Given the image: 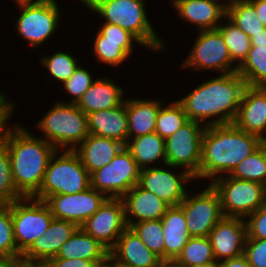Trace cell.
Here are the masks:
<instances>
[{
	"instance_id": "cell-44",
	"label": "cell",
	"mask_w": 266,
	"mask_h": 267,
	"mask_svg": "<svg viewBox=\"0 0 266 267\" xmlns=\"http://www.w3.org/2000/svg\"><path fill=\"white\" fill-rule=\"evenodd\" d=\"M247 238L266 239V203L246 219Z\"/></svg>"
},
{
	"instance_id": "cell-26",
	"label": "cell",
	"mask_w": 266,
	"mask_h": 267,
	"mask_svg": "<svg viewBox=\"0 0 266 267\" xmlns=\"http://www.w3.org/2000/svg\"><path fill=\"white\" fill-rule=\"evenodd\" d=\"M139 98L126 99L128 140L155 132L157 114L164 104L159 98Z\"/></svg>"
},
{
	"instance_id": "cell-11",
	"label": "cell",
	"mask_w": 266,
	"mask_h": 267,
	"mask_svg": "<svg viewBox=\"0 0 266 267\" xmlns=\"http://www.w3.org/2000/svg\"><path fill=\"white\" fill-rule=\"evenodd\" d=\"M140 170L124 147L107 165L90 175L91 187L108 198H122L139 183Z\"/></svg>"
},
{
	"instance_id": "cell-20",
	"label": "cell",
	"mask_w": 266,
	"mask_h": 267,
	"mask_svg": "<svg viewBox=\"0 0 266 267\" xmlns=\"http://www.w3.org/2000/svg\"><path fill=\"white\" fill-rule=\"evenodd\" d=\"M121 199L127 227L141 221L159 220L171 207L139 184L132 187Z\"/></svg>"
},
{
	"instance_id": "cell-24",
	"label": "cell",
	"mask_w": 266,
	"mask_h": 267,
	"mask_svg": "<svg viewBox=\"0 0 266 267\" xmlns=\"http://www.w3.org/2000/svg\"><path fill=\"white\" fill-rule=\"evenodd\" d=\"M89 134L114 139L123 143L128 141V121L126 99L116 108L94 111L87 114Z\"/></svg>"
},
{
	"instance_id": "cell-56",
	"label": "cell",
	"mask_w": 266,
	"mask_h": 267,
	"mask_svg": "<svg viewBox=\"0 0 266 267\" xmlns=\"http://www.w3.org/2000/svg\"><path fill=\"white\" fill-rule=\"evenodd\" d=\"M188 267H218V262H211L207 264H197V265L188 266Z\"/></svg>"
},
{
	"instance_id": "cell-40",
	"label": "cell",
	"mask_w": 266,
	"mask_h": 267,
	"mask_svg": "<svg viewBox=\"0 0 266 267\" xmlns=\"http://www.w3.org/2000/svg\"><path fill=\"white\" fill-rule=\"evenodd\" d=\"M0 256H17L9 205H0Z\"/></svg>"
},
{
	"instance_id": "cell-38",
	"label": "cell",
	"mask_w": 266,
	"mask_h": 267,
	"mask_svg": "<svg viewBox=\"0 0 266 267\" xmlns=\"http://www.w3.org/2000/svg\"><path fill=\"white\" fill-rule=\"evenodd\" d=\"M131 228L137 233L148 249L165 260L164 233L161 219L134 223Z\"/></svg>"
},
{
	"instance_id": "cell-28",
	"label": "cell",
	"mask_w": 266,
	"mask_h": 267,
	"mask_svg": "<svg viewBox=\"0 0 266 267\" xmlns=\"http://www.w3.org/2000/svg\"><path fill=\"white\" fill-rule=\"evenodd\" d=\"M161 222L164 233L165 260H176L191 238L183 209L179 205L171 206L161 218Z\"/></svg>"
},
{
	"instance_id": "cell-22",
	"label": "cell",
	"mask_w": 266,
	"mask_h": 267,
	"mask_svg": "<svg viewBox=\"0 0 266 267\" xmlns=\"http://www.w3.org/2000/svg\"><path fill=\"white\" fill-rule=\"evenodd\" d=\"M109 255L115 261L129 267H158L162 260L146 247L131 227H127L119 236Z\"/></svg>"
},
{
	"instance_id": "cell-48",
	"label": "cell",
	"mask_w": 266,
	"mask_h": 267,
	"mask_svg": "<svg viewBox=\"0 0 266 267\" xmlns=\"http://www.w3.org/2000/svg\"><path fill=\"white\" fill-rule=\"evenodd\" d=\"M255 9L258 19L266 28V0H247Z\"/></svg>"
},
{
	"instance_id": "cell-3",
	"label": "cell",
	"mask_w": 266,
	"mask_h": 267,
	"mask_svg": "<svg viewBox=\"0 0 266 267\" xmlns=\"http://www.w3.org/2000/svg\"><path fill=\"white\" fill-rule=\"evenodd\" d=\"M264 141L239 129L234 123L205 127L201 162L194 180H211L229 175L235 167Z\"/></svg>"
},
{
	"instance_id": "cell-41",
	"label": "cell",
	"mask_w": 266,
	"mask_h": 267,
	"mask_svg": "<svg viewBox=\"0 0 266 267\" xmlns=\"http://www.w3.org/2000/svg\"><path fill=\"white\" fill-rule=\"evenodd\" d=\"M94 81V77L89 68L85 69V67L79 64L73 75L61 87L66 90L65 92H67L70 97L73 96L69 100L70 103L76 104Z\"/></svg>"
},
{
	"instance_id": "cell-53",
	"label": "cell",
	"mask_w": 266,
	"mask_h": 267,
	"mask_svg": "<svg viewBox=\"0 0 266 267\" xmlns=\"http://www.w3.org/2000/svg\"><path fill=\"white\" fill-rule=\"evenodd\" d=\"M207 1H210V2H213V3H216L218 5H220L226 12L228 10V6L230 5L231 2H234L235 0H207Z\"/></svg>"
},
{
	"instance_id": "cell-33",
	"label": "cell",
	"mask_w": 266,
	"mask_h": 267,
	"mask_svg": "<svg viewBox=\"0 0 266 267\" xmlns=\"http://www.w3.org/2000/svg\"><path fill=\"white\" fill-rule=\"evenodd\" d=\"M72 54H70L67 50L66 52L57 51L54 54L42 55L41 62L39 64L42 65L48 71L49 76L53 78V82H60L63 85L75 72L77 67L79 66L78 62Z\"/></svg>"
},
{
	"instance_id": "cell-34",
	"label": "cell",
	"mask_w": 266,
	"mask_h": 267,
	"mask_svg": "<svg viewBox=\"0 0 266 267\" xmlns=\"http://www.w3.org/2000/svg\"><path fill=\"white\" fill-rule=\"evenodd\" d=\"M226 16L250 38L261 32V30H265V27L258 19L254 7L247 0L231 2Z\"/></svg>"
},
{
	"instance_id": "cell-47",
	"label": "cell",
	"mask_w": 266,
	"mask_h": 267,
	"mask_svg": "<svg viewBox=\"0 0 266 267\" xmlns=\"http://www.w3.org/2000/svg\"><path fill=\"white\" fill-rule=\"evenodd\" d=\"M218 267H251L244 254L218 262Z\"/></svg>"
},
{
	"instance_id": "cell-19",
	"label": "cell",
	"mask_w": 266,
	"mask_h": 267,
	"mask_svg": "<svg viewBox=\"0 0 266 267\" xmlns=\"http://www.w3.org/2000/svg\"><path fill=\"white\" fill-rule=\"evenodd\" d=\"M234 124L266 142V87L245 89Z\"/></svg>"
},
{
	"instance_id": "cell-25",
	"label": "cell",
	"mask_w": 266,
	"mask_h": 267,
	"mask_svg": "<svg viewBox=\"0 0 266 267\" xmlns=\"http://www.w3.org/2000/svg\"><path fill=\"white\" fill-rule=\"evenodd\" d=\"M124 147L123 143L114 139L89 134L74 151L91 175L107 165Z\"/></svg>"
},
{
	"instance_id": "cell-57",
	"label": "cell",
	"mask_w": 266,
	"mask_h": 267,
	"mask_svg": "<svg viewBox=\"0 0 266 267\" xmlns=\"http://www.w3.org/2000/svg\"><path fill=\"white\" fill-rule=\"evenodd\" d=\"M79 1V0H78ZM97 0H80V3L86 8H89L93 3H95Z\"/></svg>"
},
{
	"instance_id": "cell-45",
	"label": "cell",
	"mask_w": 266,
	"mask_h": 267,
	"mask_svg": "<svg viewBox=\"0 0 266 267\" xmlns=\"http://www.w3.org/2000/svg\"><path fill=\"white\" fill-rule=\"evenodd\" d=\"M45 267H98L93 261L85 259L51 258L45 263Z\"/></svg>"
},
{
	"instance_id": "cell-21",
	"label": "cell",
	"mask_w": 266,
	"mask_h": 267,
	"mask_svg": "<svg viewBox=\"0 0 266 267\" xmlns=\"http://www.w3.org/2000/svg\"><path fill=\"white\" fill-rule=\"evenodd\" d=\"M176 15L197 31L214 30L224 20L227 12L218 4L207 0H171Z\"/></svg>"
},
{
	"instance_id": "cell-29",
	"label": "cell",
	"mask_w": 266,
	"mask_h": 267,
	"mask_svg": "<svg viewBox=\"0 0 266 267\" xmlns=\"http://www.w3.org/2000/svg\"><path fill=\"white\" fill-rule=\"evenodd\" d=\"M125 148L140 169L166 164L165 139L156 132L128 140Z\"/></svg>"
},
{
	"instance_id": "cell-58",
	"label": "cell",
	"mask_w": 266,
	"mask_h": 267,
	"mask_svg": "<svg viewBox=\"0 0 266 267\" xmlns=\"http://www.w3.org/2000/svg\"><path fill=\"white\" fill-rule=\"evenodd\" d=\"M3 95H4V92L1 91V92H0V98H1Z\"/></svg>"
},
{
	"instance_id": "cell-32",
	"label": "cell",
	"mask_w": 266,
	"mask_h": 267,
	"mask_svg": "<svg viewBox=\"0 0 266 267\" xmlns=\"http://www.w3.org/2000/svg\"><path fill=\"white\" fill-rule=\"evenodd\" d=\"M233 178L258 182L266 186V142L243 159L229 174Z\"/></svg>"
},
{
	"instance_id": "cell-27",
	"label": "cell",
	"mask_w": 266,
	"mask_h": 267,
	"mask_svg": "<svg viewBox=\"0 0 266 267\" xmlns=\"http://www.w3.org/2000/svg\"><path fill=\"white\" fill-rule=\"evenodd\" d=\"M109 251L81 227L61 246L56 257L62 259H85L104 267Z\"/></svg>"
},
{
	"instance_id": "cell-37",
	"label": "cell",
	"mask_w": 266,
	"mask_h": 267,
	"mask_svg": "<svg viewBox=\"0 0 266 267\" xmlns=\"http://www.w3.org/2000/svg\"><path fill=\"white\" fill-rule=\"evenodd\" d=\"M95 34L92 52L96 60L100 61L99 64L119 67L129 59L130 55L122 48V41L104 40V36L99 31Z\"/></svg>"
},
{
	"instance_id": "cell-50",
	"label": "cell",
	"mask_w": 266,
	"mask_h": 267,
	"mask_svg": "<svg viewBox=\"0 0 266 267\" xmlns=\"http://www.w3.org/2000/svg\"><path fill=\"white\" fill-rule=\"evenodd\" d=\"M251 40V47L266 46V28L255 34Z\"/></svg>"
},
{
	"instance_id": "cell-46",
	"label": "cell",
	"mask_w": 266,
	"mask_h": 267,
	"mask_svg": "<svg viewBox=\"0 0 266 267\" xmlns=\"http://www.w3.org/2000/svg\"><path fill=\"white\" fill-rule=\"evenodd\" d=\"M9 98L10 97L6 94L0 98V142L2 138V130L5 124L9 122L8 120H10L12 114L15 112V106H17L12 100L10 101Z\"/></svg>"
},
{
	"instance_id": "cell-36",
	"label": "cell",
	"mask_w": 266,
	"mask_h": 267,
	"mask_svg": "<svg viewBox=\"0 0 266 267\" xmlns=\"http://www.w3.org/2000/svg\"><path fill=\"white\" fill-rule=\"evenodd\" d=\"M188 121L183 106L177 101L164 104L156 118L155 132L166 139Z\"/></svg>"
},
{
	"instance_id": "cell-6",
	"label": "cell",
	"mask_w": 266,
	"mask_h": 267,
	"mask_svg": "<svg viewBox=\"0 0 266 267\" xmlns=\"http://www.w3.org/2000/svg\"><path fill=\"white\" fill-rule=\"evenodd\" d=\"M90 186V174L78 154L74 150H56L46 168L40 190L33 197L45 201L51 195L76 194Z\"/></svg>"
},
{
	"instance_id": "cell-7",
	"label": "cell",
	"mask_w": 266,
	"mask_h": 267,
	"mask_svg": "<svg viewBox=\"0 0 266 267\" xmlns=\"http://www.w3.org/2000/svg\"><path fill=\"white\" fill-rule=\"evenodd\" d=\"M218 192L224 217L246 219L266 203V186L225 175L209 182Z\"/></svg>"
},
{
	"instance_id": "cell-35",
	"label": "cell",
	"mask_w": 266,
	"mask_h": 267,
	"mask_svg": "<svg viewBox=\"0 0 266 267\" xmlns=\"http://www.w3.org/2000/svg\"><path fill=\"white\" fill-rule=\"evenodd\" d=\"M176 261L183 267L217 262L209 236L191 237Z\"/></svg>"
},
{
	"instance_id": "cell-17",
	"label": "cell",
	"mask_w": 266,
	"mask_h": 267,
	"mask_svg": "<svg viewBox=\"0 0 266 267\" xmlns=\"http://www.w3.org/2000/svg\"><path fill=\"white\" fill-rule=\"evenodd\" d=\"M209 238L217 262L244 254L247 238L245 219L223 217L210 231Z\"/></svg>"
},
{
	"instance_id": "cell-52",
	"label": "cell",
	"mask_w": 266,
	"mask_h": 267,
	"mask_svg": "<svg viewBox=\"0 0 266 267\" xmlns=\"http://www.w3.org/2000/svg\"><path fill=\"white\" fill-rule=\"evenodd\" d=\"M104 267H129V266L123 265V264L115 261L110 255H108Z\"/></svg>"
},
{
	"instance_id": "cell-55",
	"label": "cell",
	"mask_w": 266,
	"mask_h": 267,
	"mask_svg": "<svg viewBox=\"0 0 266 267\" xmlns=\"http://www.w3.org/2000/svg\"><path fill=\"white\" fill-rule=\"evenodd\" d=\"M19 267H45L43 263L23 262Z\"/></svg>"
},
{
	"instance_id": "cell-10",
	"label": "cell",
	"mask_w": 266,
	"mask_h": 267,
	"mask_svg": "<svg viewBox=\"0 0 266 267\" xmlns=\"http://www.w3.org/2000/svg\"><path fill=\"white\" fill-rule=\"evenodd\" d=\"M179 68L194 71H214L227 74L237 72L238 66L231 60L228 47L218 29L198 31L192 48Z\"/></svg>"
},
{
	"instance_id": "cell-43",
	"label": "cell",
	"mask_w": 266,
	"mask_h": 267,
	"mask_svg": "<svg viewBox=\"0 0 266 267\" xmlns=\"http://www.w3.org/2000/svg\"><path fill=\"white\" fill-rule=\"evenodd\" d=\"M244 255L251 267H266V239L246 238Z\"/></svg>"
},
{
	"instance_id": "cell-49",
	"label": "cell",
	"mask_w": 266,
	"mask_h": 267,
	"mask_svg": "<svg viewBox=\"0 0 266 267\" xmlns=\"http://www.w3.org/2000/svg\"><path fill=\"white\" fill-rule=\"evenodd\" d=\"M23 262L21 256H0V267H19Z\"/></svg>"
},
{
	"instance_id": "cell-16",
	"label": "cell",
	"mask_w": 266,
	"mask_h": 267,
	"mask_svg": "<svg viewBox=\"0 0 266 267\" xmlns=\"http://www.w3.org/2000/svg\"><path fill=\"white\" fill-rule=\"evenodd\" d=\"M80 227L110 251L127 228L122 199L108 198Z\"/></svg>"
},
{
	"instance_id": "cell-14",
	"label": "cell",
	"mask_w": 266,
	"mask_h": 267,
	"mask_svg": "<svg viewBox=\"0 0 266 267\" xmlns=\"http://www.w3.org/2000/svg\"><path fill=\"white\" fill-rule=\"evenodd\" d=\"M175 168L180 171L178 167L167 164L163 167L156 166L141 169L138 184L143 189L154 193L170 206H178L189 190L185 185L192 181L194 183L195 180L186 170L176 173L174 172V170L177 171ZM171 169L173 170L171 171Z\"/></svg>"
},
{
	"instance_id": "cell-30",
	"label": "cell",
	"mask_w": 266,
	"mask_h": 267,
	"mask_svg": "<svg viewBox=\"0 0 266 267\" xmlns=\"http://www.w3.org/2000/svg\"><path fill=\"white\" fill-rule=\"evenodd\" d=\"M217 29L224 38L231 60L239 67L247 58L251 48L250 37L227 16L224 18V21L219 24Z\"/></svg>"
},
{
	"instance_id": "cell-18",
	"label": "cell",
	"mask_w": 266,
	"mask_h": 267,
	"mask_svg": "<svg viewBox=\"0 0 266 267\" xmlns=\"http://www.w3.org/2000/svg\"><path fill=\"white\" fill-rule=\"evenodd\" d=\"M77 229L78 226L73 222L53 218L43 236L38 237L21 255L23 261L45 264L56 257L61 246Z\"/></svg>"
},
{
	"instance_id": "cell-12",
	"label": "cell",
	"mask_w": 266,
	"mask_h": 267,
	"mask_svg": "<svg viewBox=\"0 0 266 267\" xmlns=\"http://www.w3.org/2000/svg\"><path fill=\"white\" fill-rule=\"evenodd\" d=\"M205 126L188 120L165 139L166 164L186 170L195 177L200 168Z\"/></svg>"
},
{
	"instance_id": "cell-2",
	"label": "cell",
	"mask_w": 266,
	"mask_h": 267,
	"mask_svg": "<svg viewBox=\"0 0 266 267\" xmlns=\"http://www.w3.org/2000/svg\"><path fill=\"white\" fill-rule=\"evenodd\" d=\"M16 123L5 124L1 144L9 152L17 192L22 197H33L40 190L46 168L57 149L23 124Z\"/></svg>"
},
{
	"instance_id": "cell-31",
	"label": "cell",
	"mask_w": 266,
	"mask_h": 267,
	"mask_svg": "<svg viewBox=\"0 0 266 267\" xmlns=\"http://www.w3.org/2000/svg\"><path fill=\"white\" fill-rule=\"evenodd\" d=\"M237 72L250 87H266V46L251 47Z\"/></svg>"
},
{
	"instance_id": "cell-4",
	"label": "cell",
	"mask_w": 266,
	"mask_h": 267,
	"mask_svg": "<svg viewBox=\"0 0 266 267\" xmlns=\"http://www.w3.org/2000/svg\"><path fill=\"white\" fill-rule=\"evenodd\" d=\"M145 0H97L88 9L105 23L118 25L135 35L148 51L160 53L166 41L160 38L148 19Z\"/></svg>"
},
{
	"instance_id": "cell-15",
	"label": "cell",
	"mask_w": 266,
	"mask_h": 267,
	"mask_svg": "<svg viewBox=\"0 0 266 267\" xmlns=\"http://www.w3.org/2000/svg\"><path fill=\"white\" fill-rule=\"evenodd\" d=\"M108 199V197L91 186L76 194H55L45 202L55 219L75 223L80 227Z\"/></svg>"
},
{
	"instance_id": "cell-23",
	"label": "cell",
	"mask_w": 266,
	"mask_h": 267,
	"mask_svg": "<svg viewBox=\"0 0 266 267\" xmlns=\"http://www.w3.org/2000/svg\"><path fill=\"white\" fill-rule=\"evenodd\" d=\"M125 91L116 80L103 76L97 77L76 105L85 114L113 109L124 103Z\"/></svg>"
},
{
	"instance_id": "cell-42",
	"label": "cell",
	"mask_w": 266,
	"mask_h": 267,
	"mask_svg": "<svg viewBox=\"0 0 266 267\" xmlns=\"http://www.w3.org/2000/svg\"><path fill=\"white\" fill-rule=\"evenodd\" d=\"M100 26L101 25H99L98 30L104 36V40L122 41V48L130 56H132L135 51V44L147 49L135 35L118 25L104 22L102 26Z\"/></svg>"
},
{
	"instance_id": "cell-39",
	"label": "cell",
	"mask_w": 266,
	"mask_h": 267,
	"mask_svg": "<svg viewBox=\"0 0 266 267\" xmlns=\"http://www.w3.org/2000/svg\"><path fill=\"white\" fill-rule=\"evenodd\" d=\"M20 198L13 180L9 152L0 143V205H9Z\"/></svg>"
},
{
	"instance_id": "cell-54",
	"label": "cell",
	"mask_w": 266,
	"mask_h": 267,
	"mask_svg": "<svg viewBox=\"0 0 266 267\" xmlns=\"http://www.w3.org/2000/svg\"><path fill=\"white\" fill-rule=\"evenodd\" d=\"M40 0H14L13 2H15V4H17L16 7L18 6H22V5H29V4H32V3H36Z\"/></svg>"
},
{
	"instance_id": "cell-8",
	"label": "cell",
	"mask_w": 266,
	"mask_h": 267,
	"mask_svg": "<svg viewBox=\"0 0 266 267\" xmlns=\"http://www.w3.org/2000/svg\"><path fill=\"white\" fill-rule=\"evenodd\" d=\"M18 7L20 14L14 22V30L29 46L40 48L58 31L62 11L57 0H40Z\"/></svg>"
},
{
	"instance_id": "cell-5",
	"label": "cell",
	"mask_w": 266,
	"mask_h": 267,
	"mask_svg": "<svg viewBox=\"0 0 266 267\" xmlns=\"http://www.w3.org/2000/svg\"><path fill=\"white\" fill-rule=\"evenodd\" d=\"M35 127L57 150H74L88 135L87 114L68 100H57Z\"/></svg>"
},
{
	"instance_id": "cell-13",
	"label": "cell",
	"mask_w": 266,
	"mask_h": 267,
	"mask_svg": "<svg viewBox=\"0 0 266 267\" xmlns=\"http://www.w3.org/2000/svg\"><path fill=\"white\" fill-rule=\"evenodd\" d=\"M200 193L187 191L180 203L186 216V226L191 237L209 236L210 231L224 217L218 192L209 183Z\"/></svg>"
},
{
	"instance_id": "cell-9",
	"label": "cell",
	"mask_w": 266,
	"mask_h": 267,
	"mask_svg": "<svg viewBox=\"0 0 266 267\" xmlns=\"http://www.w3.org/2000/svg\"><path fill=\"white\" fill-rule=\"evenodd\" d=\"M17 256H21L47 231L53 215L45 201L34 197H22L10 204Z\"/></svg>"
},
{
	"instance_id": "cell-1",
	"label": "cell",
	"mask_w": 266,
	"mask_h": 267,
	"mask_svg": "<svg viewBox=\"0 0 266 267\" xmlns=\"http://www.w3.org/2000/svg\"><path fill=\"white\" fill-rule=\"evenodd\" d=\"M247 87L238 72L219 74L204 80L177 101L183 106L188 120L199 122L205 127L232 124Z\"/></svg>"
},
{
	"instance_id": "cell-51",
	"label": "cell",
	"mask_w": 266,
	"mask_h": 267,
	"mask_svg": "<svg viewBox=\"0 0 266 267\" xmlns=\"http://www.w3.org/2000/svg\"><path fill=\"white\" fill-rule=\"evenodd\" d=\"M158 267H183L176 260H161Z\"/></svg>"
}]
</instances>
